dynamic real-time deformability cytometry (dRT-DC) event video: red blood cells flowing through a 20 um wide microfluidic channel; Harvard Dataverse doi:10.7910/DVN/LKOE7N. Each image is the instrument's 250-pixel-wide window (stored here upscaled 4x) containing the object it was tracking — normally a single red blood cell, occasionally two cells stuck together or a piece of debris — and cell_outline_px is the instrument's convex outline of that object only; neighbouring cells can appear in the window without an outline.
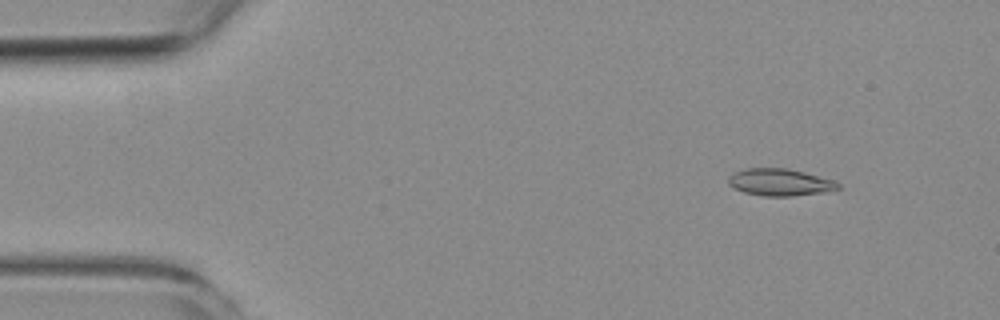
{"species": "common noctule bat (a hibernating species)", "species_latin": "Nyctalus noctula", "temperature_condition": "room temperature", "stored_images_in_passage": 5, "camera_frame_rate_fps": 3000, "um_per_image_px": 0.085, "animal": {"sex": "female", "body_mass_g": 19.3, "forearm_length_mm": 54.1}, "frame": {"image": 1, "passage_image": 2, "time_ms": 1.333, "image_size_px": [1000, 320], "cell_outline_px": [[840, 188], [828, 192], [792, 196], [764, 196], [744, 192], [732, 188], [728, 184], [728, 176], [736, 172], [748, 168], [788, 168], [804, 172], [832, 180], [840, 184]], "centroid_in_image_um": [66.29, 15.5], "position_along_channel_um": 18.7, "area_um2": 17.34}}